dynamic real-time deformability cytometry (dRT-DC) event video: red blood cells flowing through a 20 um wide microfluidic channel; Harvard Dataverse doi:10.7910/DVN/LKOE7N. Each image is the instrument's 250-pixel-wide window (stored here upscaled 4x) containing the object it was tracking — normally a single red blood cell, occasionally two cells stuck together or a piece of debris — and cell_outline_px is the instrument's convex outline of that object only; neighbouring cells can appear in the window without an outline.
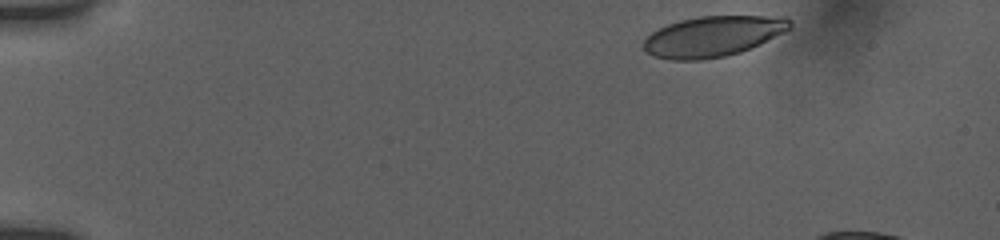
{"species": "human", "species_latin": "Homo sapiens", "temperature_condition": "room temperature", "stored_images_in_passage": 10, "camera_frame_rate_fps": 3000, "um_per_image_px": 0.085, "donor": {"sex": "female"}, "frame": {"image": 1, "passage_image": 1, "time_ms": 0.0, "image_size_px": [1000, 240], "cell_outline_px": [[792, 28], [760, 44], [740, 52], [724, 56], [700, 60], [672, 60], [652, 56], [644, 48], [644, 40], [652, 32], [668, 24], [680, 20], [700, 16], [784, 16], [792, 20]], "centroid_in_image_um": [60.63, 3.08], "position_along_channel_um": 24.4, "area_um2": 34.51}}
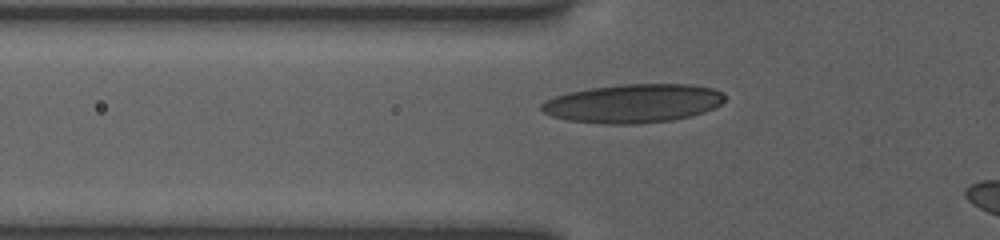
{"frame": {"image": 2, "passage_image": 9, "time_ms": 4.0, "image_size_px": [1000, 240], "cell_outline_px": [[724, 100], [720, 104], [704, 112], [692, 116], [672, 120], [640, 124], [604, 124], [568, 120], [552, 116], [544, 112], [540, 108], [540, 104], [544, 100], [568, 92], [592, 88], [620, 84], [692, 84], [712, 88], [724, 92]], "centroid_in_image_um": [53.82, 8.79], "position_along_channel_um": 72.0, "area_um2": 41.44}}